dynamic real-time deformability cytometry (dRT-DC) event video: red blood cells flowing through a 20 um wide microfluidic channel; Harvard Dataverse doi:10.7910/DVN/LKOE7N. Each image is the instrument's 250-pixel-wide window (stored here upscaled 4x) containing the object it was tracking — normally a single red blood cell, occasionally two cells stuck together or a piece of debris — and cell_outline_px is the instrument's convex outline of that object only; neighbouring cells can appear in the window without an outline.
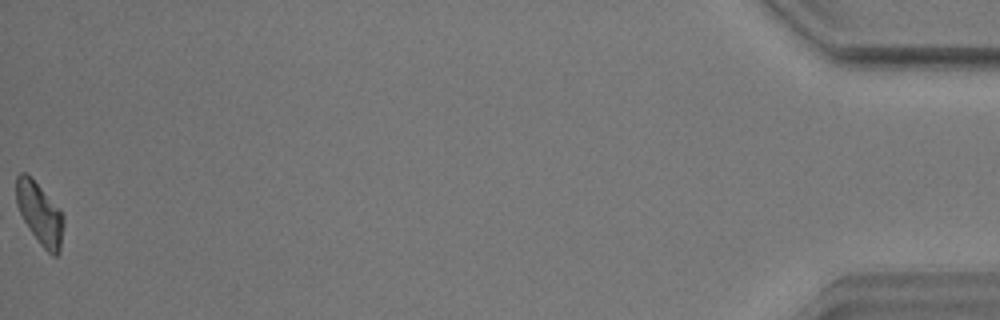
{"species": "common noctule bat (a hibernating species)", "species_latin": "Nyctalus noctula", "temperature_condition": "warm", "stored_images_in_passage": 57, "segment_of_instrument_passage": [2, 2], "camera_frame_rate_fps": 3000, "um_per_image_px": 0.085, "animal": {"sex": "male", "body_mass_g": 17.9}, "frame": {"image": 1, "passage_image": 57, "time_ms": 18.667, "image_size_px": [1000, 320], "cell_outline_px": [[64, 224], [60, 252], [56, 256], [52, 256], [40, 244], [24, 220], [16, 204], [16, 176], [20, 172], [24, 172], [60, 208], [64, 216]], "centroid_in_image_um": [3.4, 18.19], "position_along_channel_um": 431.8, "area_um2": 16.82}}